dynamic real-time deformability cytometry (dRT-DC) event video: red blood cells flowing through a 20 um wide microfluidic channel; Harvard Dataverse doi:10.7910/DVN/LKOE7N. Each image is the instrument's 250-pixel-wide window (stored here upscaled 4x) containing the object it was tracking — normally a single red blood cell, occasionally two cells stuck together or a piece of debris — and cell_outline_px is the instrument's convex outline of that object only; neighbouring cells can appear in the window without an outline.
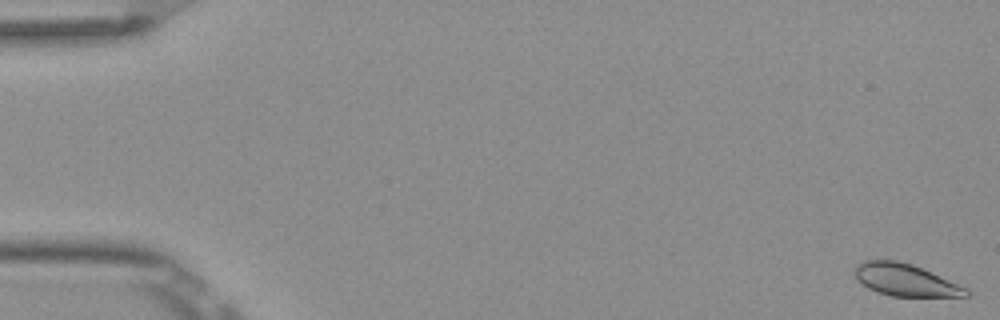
{"species": "Egyptian fruit bat (a non-hibernating species)", "species_latin": "Rousettus aegyptiacus", "temperature_condition": "room temperature", "stored_images_in_passage": 5, "camera_frame_rate_fps": 3000, "um_per_image_px": 0.085, "frame": {"image": 1, "passage_image": 1, "time_ms": 0.0, "image_size_px": [1000, 320], "cell_outline_px": [[968, 296], [892, 296], [876, 292], [868, 288], [856, 280], [852, 272], [856, 264], [864, 260], [896, 260], [912, 264], [968, 288]], "centroid_in_image_um": [76.88, 23.78], "position_along_channel_um": 8.1, "area_um2": 20.92}}
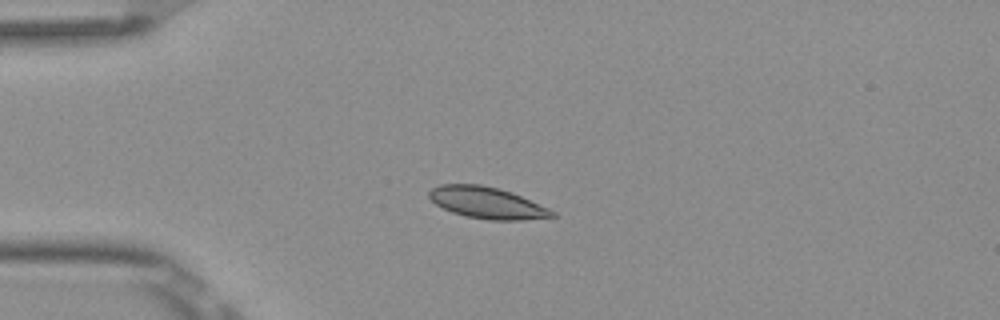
{"frame": {"image": 2, "passage_image": 5, "time_ms": 1.333, "image_size_px": [1000, 320], "cell_outline_px": [[556, 216], [520, 220], [488, 220], [464, 216], [452, 212], [436, 204], [428, 196], [428, 192], [432, 188], [440, 184], [480, 184], [512, 192], [548, 208], [556, 212]], "centroid_in_image_um": [41.38, 17.24], "position_along_channel_um": 43.6, "area_um2": 22.48}}